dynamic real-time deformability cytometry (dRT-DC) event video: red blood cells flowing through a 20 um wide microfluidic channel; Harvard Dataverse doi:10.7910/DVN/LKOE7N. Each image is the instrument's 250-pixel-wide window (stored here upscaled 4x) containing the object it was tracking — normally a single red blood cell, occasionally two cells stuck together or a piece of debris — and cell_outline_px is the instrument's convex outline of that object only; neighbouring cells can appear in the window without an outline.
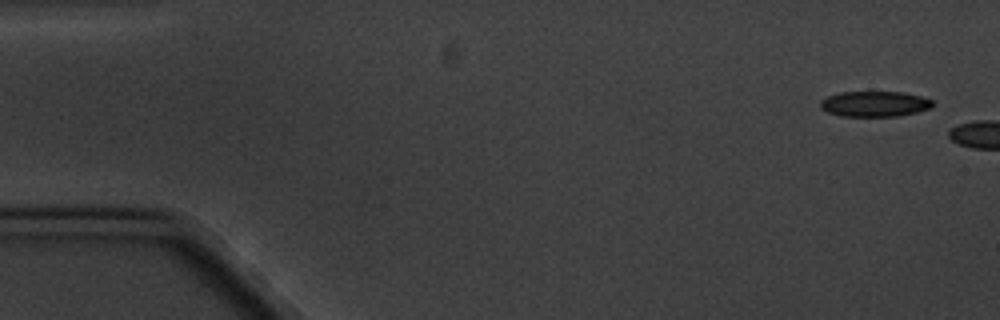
{"species": "common noctule bat (a hibernating species)", "species_latin": "Nyctalus noctula", "temperature_condition": "cold", "stored_images_in_passage": 2, "camera_frame_rate_fps": 3000, "um_per_image_px": 0.085, "animal": {"sex": "male", "body_mass_g": 20.1, "forearm_length_mm": 53.5}, "frame": {"image": 1, "passage_image": 1, "time_ms": 0.0, "image_size_px": [1000, 320], "cell_outline_px": [[932, 104], [928, 108], [916, 112], [896, 116], [840, 116], [828, 112], [820, 108], [820, 100], [828, 96], [840, 92], [904, 92], [920, 96], [932, 100]], "centroid_in_image_um": [74.29, 8.83], "position_along_channel_um": 10.7, "area_um2": 16.53}}